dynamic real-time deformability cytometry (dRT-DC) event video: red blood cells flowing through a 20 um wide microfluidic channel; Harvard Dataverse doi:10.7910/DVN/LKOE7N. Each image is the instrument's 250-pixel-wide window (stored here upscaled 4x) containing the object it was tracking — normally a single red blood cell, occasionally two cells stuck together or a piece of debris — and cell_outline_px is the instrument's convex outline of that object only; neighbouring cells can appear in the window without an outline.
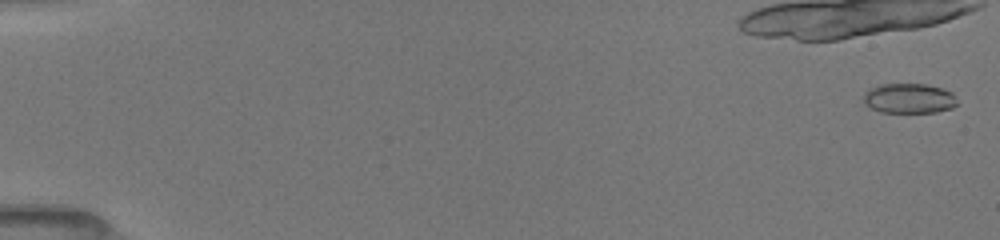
{"species": "common noctule bat (a hibernating species)", "species_latin": "Nyctalus noctula", "temperature_condition": "room temperature", "stored_images_in_passage": 10, "camera_frame_rate_fps": 3000, "um_per_image_px": 0.085, "animal": {"sex": "female", "body_mass_g": 19.5, "forearm_length_mm": 54.1}, "frame": {"image": 1, "passage_image": 1, "time_ms": 0.0, "image_size_px": [1000, 240], "cell_outline_px": [[956, 104], [952, 108], [936, 112], [880, 112], [864, 104], [864, 92], [868, 88], [880, 84], [928, 84], [952, 92], [956, 100]], "centroid_in_image_um": [77.24, 8.35], "position_along_channel_um": 7.8, "area_um2": 16.36}}